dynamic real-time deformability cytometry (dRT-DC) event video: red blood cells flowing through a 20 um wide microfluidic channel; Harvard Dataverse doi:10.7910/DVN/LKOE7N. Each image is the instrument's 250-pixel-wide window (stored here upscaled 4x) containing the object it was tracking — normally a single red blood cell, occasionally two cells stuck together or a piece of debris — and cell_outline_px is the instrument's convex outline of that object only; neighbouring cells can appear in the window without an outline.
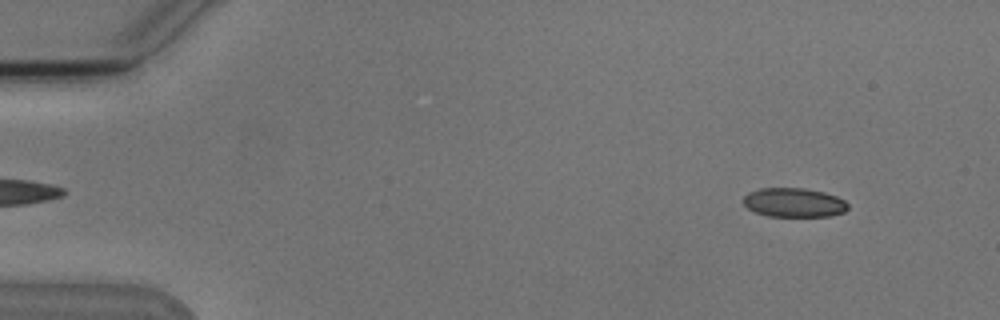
{"species": "Egyptian fruit bat (a non-hibernating species)", "species_latin": "Rousettus aegyptiacus", "temperature_condition": "cold", "stored_images_in_passage": 4, "camera_frame_rate_fps": 3000, "um_per_image_px": 0.085, "animal": {"sex": "male"}, "frame": {"image": 1, "passage_image": 1, "time_ms": 0.0, "image_size_px": [1000, 320], "cell_outline_px": [[848, 208], [844, 212], [832, 216], [768, 216], [756, 212], [748, 208], [744, 204], [744, 196], [748, 192], [760, 188], [804, 188], [824, 192], [836, 196], [844, 200], [848, 204]], "centroid_in_image_um": [67.5, 17.21], "position_along_channel_um": 17.5, "area_um2": 17.74}}
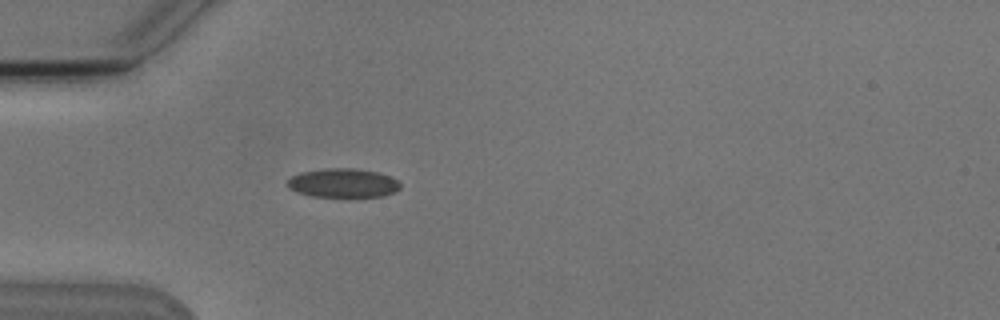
{"frame": {"image": 2, "passage_image": 4, "time_ms": 3.667, "image_size_px": [1000, 320], "cell_outline_px": [[400, 188], [396, 192], [380, 196], [312, 196], [296, 192], [288, 188], [288, 180], [292, 176], [300, 172], [328, 168], [352, 168], [380, 172], [396, 180], [400, 184]], "centroid_in_image_um": [29.15, 15.55], "position_along_channel_um": 55.9, "area_um2": 18.9}}